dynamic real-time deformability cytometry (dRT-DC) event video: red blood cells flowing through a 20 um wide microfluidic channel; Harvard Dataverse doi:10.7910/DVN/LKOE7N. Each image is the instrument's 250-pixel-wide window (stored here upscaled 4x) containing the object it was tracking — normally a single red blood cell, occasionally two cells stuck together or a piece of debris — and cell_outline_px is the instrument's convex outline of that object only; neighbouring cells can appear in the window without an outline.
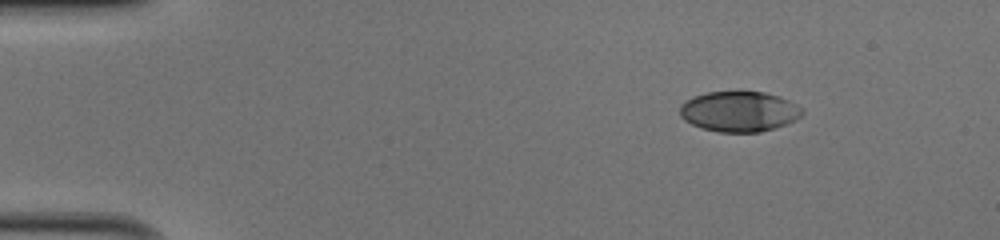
{"species": "human", "species_latin": "Homo sapiens", "temperature_condition": "cold", "stored_images_in_passage": 44, "camera_frame_rate_fps": 3000, "um_per_image_px": 0.085, "donor": {"sex": "male"}, "frame": {"image": 1, "passage_image": 1, "time_ms": 0.0, "image_size_px": [1000, 240], "cell_outline_px": [[804, 112], [796, 120], [760, 132], [716, 132], [692, 124], [684, 120], [680, 116], [680, 104], [684, 100], [708, 92], [764, 92], [780, 96], [804, 108]], "centroid_in_image_um": [62.83, 9.47], "position_along_channel_um": 22.2, "area_um2": 28.73}}
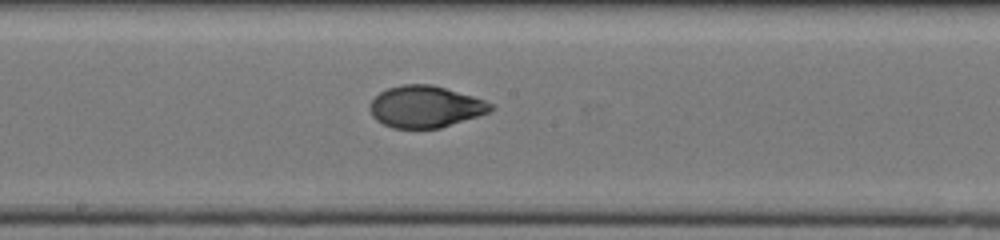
{"frame": {"image": 2, "passage_image": 22, "time_ms": 7.0, "image_size_px": [1000, 240], "cell_outline_px": [[496, 108], [488, 112], [440, 128], [392, 128], [376, 120], [372, 116], [368, 108], [368, 104], [380, 92], [388, 88], [404, 84], [432, 84], [472, 96], [484, 100], [492, 104]], "centroid_in_image_um": [36.12, 9.06], "position_along_channel_um": 212.1, "area_um2": 29.25}}
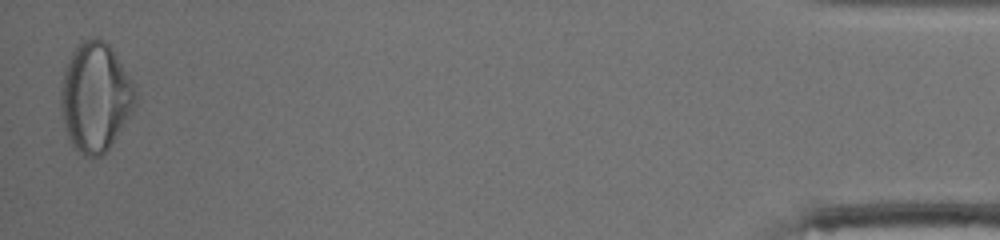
{"frame": {"image": 3, "passage_image": 44, "time_ms": 14.333, "image_size_px": [1000, 240], "cell_outline_px": [[136, 104], [112, 144], [100, 156], [88, 156], [80, 152], [72, 144], [64, 128], [60, 108], [60, 88], [64, 72], [68, 60], [76, 44], [84, 40], [96, 36], [104, 40], [112, 48], [128, 76], [132, 84], [136, 96]], "centroid_in_image_um": [8.07, 8.23], "position_along_channel_um": 427.1, "area_um2": 46.99}, "authors_computed_cell_mechanics": {"area_um2": 29.6225, "velocity_mm_per_s": 4.0876, "shape_relaxation_time_tau1_ms": 6.2659, "shape_relaxation_time_tau2_ms": 1.1513, "deformation_change_tau1": 0.2274, "deformation_change_tau2": 0.0504}}